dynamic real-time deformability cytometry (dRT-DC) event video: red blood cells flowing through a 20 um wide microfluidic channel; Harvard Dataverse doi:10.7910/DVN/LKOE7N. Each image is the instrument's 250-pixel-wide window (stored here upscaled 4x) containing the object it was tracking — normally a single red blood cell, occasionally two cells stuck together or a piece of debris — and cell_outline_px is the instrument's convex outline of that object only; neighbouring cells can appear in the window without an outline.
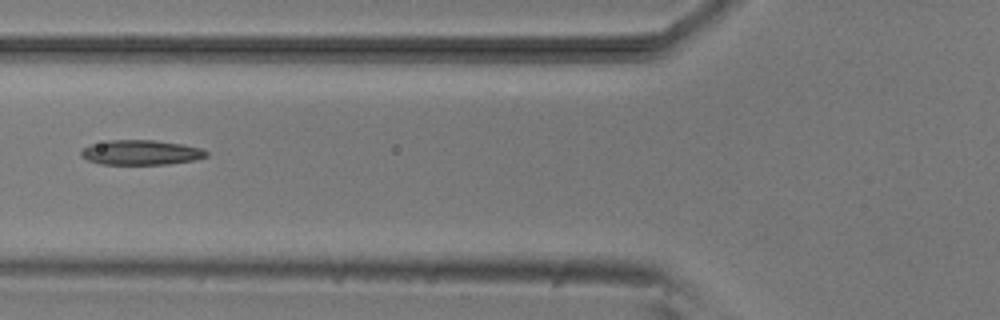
{"species": "common noctule bat (a hibernating species)", "species_latin": "Nyctalus noctula", "temperature_condition": "room temperature", "stored_images_in_passage": 9, "camera_frame_rate_fps": 3000, "um_per_image_px": 0.085, "animal": {"sex": "male", "body_mass_g": 20.5, "forearm_length_mm": 52.5}, "frame": {"image": 1, "passage_image": 6, "time_ms": 6.0, "image_size_px": [1000, 320], "cell_outline_px": [[208, 156], [196, 160], [168, 164], [100, 164], [88, 160], [80, 156], [80, 148], [88, 144], [108, 140], [152, 140], [184, 144], [200, 148], [208, 152]], "centroid_in_image_um": [11.94, 12.95], "position_along_channel_um": 113.9, "area_um2": 18.38}}
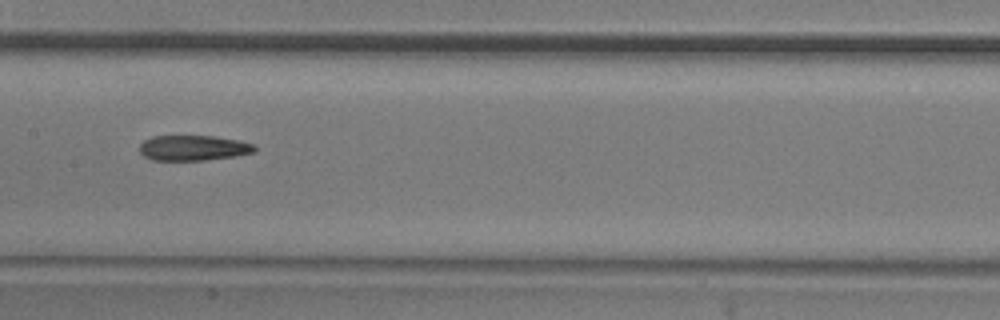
{"frame": {"image": 2, "passage_image": 8, "time_ms": 8.0, "image_size_px": [1000, 320], "cell_outline_px": [[256, 148], [252, 152], [236, 156], [204, 160], [152, 160], [144, 156], [140, 152], [140, 144], [144, 140], [152, 136], [212, 136], [240, 140], [256, 144]], "centroid_in_image_um": [16.44, 12.57], "position_along_channel_um": 191.0, "area_um2": 16.99}}
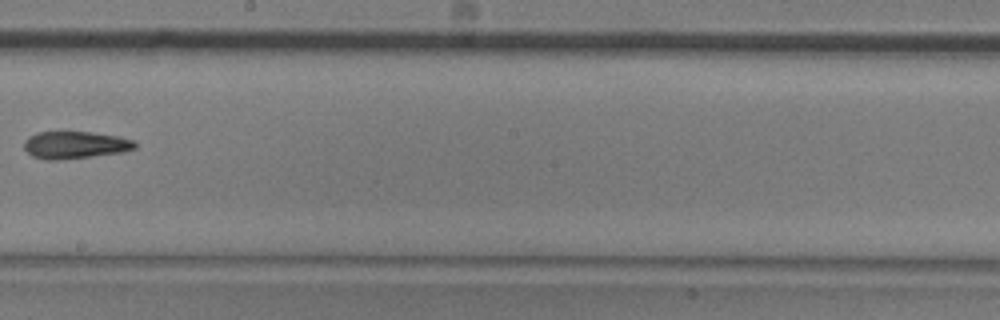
{"frame": {"image": 3, "passage_image": 9, "time_ms": 9.333, "image_size_px": [1000, 320], "cell_outline_px": [[136, 148], [124, 152], [60, 160], [44, 160], [32, 156], [24, 148], [24, 140], [28, 136], [36, 132], [92, 132], [116, 136], [136, 140]], "centroid_in_image_um": [6.37, 12.32], "position_along_channel_um": 241.8, "area_um2": 17.8}}